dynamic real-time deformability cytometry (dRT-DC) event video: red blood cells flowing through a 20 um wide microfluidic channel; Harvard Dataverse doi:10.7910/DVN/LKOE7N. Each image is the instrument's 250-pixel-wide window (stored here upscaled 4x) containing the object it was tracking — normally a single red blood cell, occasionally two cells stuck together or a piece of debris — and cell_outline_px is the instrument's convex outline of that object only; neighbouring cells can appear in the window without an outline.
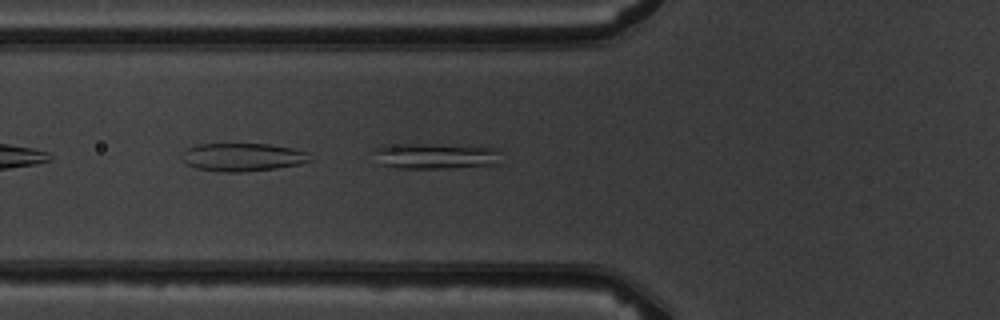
{"species": "common noctule bat (a hibernating species)", "species_latin": "Nyctalus noctula", "temperature_condition": "warm", "stored_images_in_passage": 3, "camera_frame_rate_fps": 3000, "um_per_image_px": 0.085, "animal": {"sex": "male", "body_mass_g": 19.5, "forearm_length_mm": 54.6}, "frame": {"image": 1, "passage_image": 3, "time_ms": 2.333, "image_size_px": [1000, 320], "cell_outline_px": [[500, 152], [496, 164], [452, 168], [400, 168], [376, 164], [376, 148], [384, 144], [484, 144], [500, 148]], "centroid_in_image_um": [37.09, 13.22], "position_along_channel_um": 88.7, "area_um2": 19.88}}